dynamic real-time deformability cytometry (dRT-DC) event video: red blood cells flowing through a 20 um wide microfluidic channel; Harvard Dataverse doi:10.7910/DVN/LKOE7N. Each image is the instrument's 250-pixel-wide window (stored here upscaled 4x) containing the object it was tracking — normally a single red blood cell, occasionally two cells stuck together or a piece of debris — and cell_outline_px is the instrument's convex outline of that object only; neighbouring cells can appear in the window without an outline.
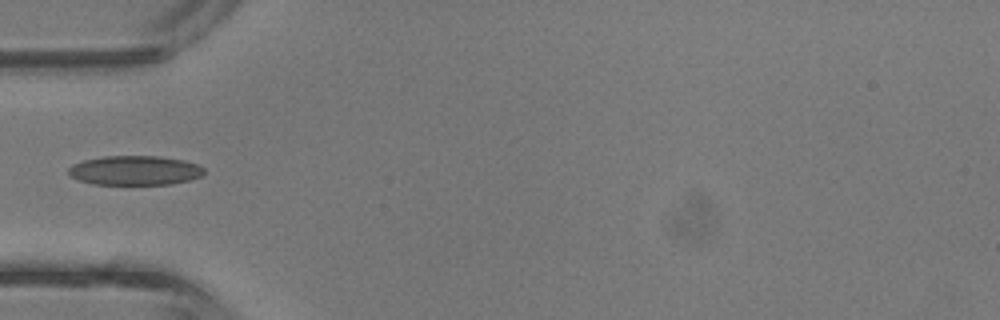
{"species": "common noctule bat (a hibernating species)", "species_latin": "Nyctalus noctula", "temperature_condition": "room temperature", "stored_images_in_passage": 5, "camera_frame_rate_fps": 3000, "um_per_image_px": 0.085, "animal": {"sex": "male", "body_mass_g": 13.3}, "frame": {"image": 1, "passage_image": 5, "time_ms": 1.333, "image_size_px": [1000, 320], "cell_outline_px": [[204, 172], [200, 176], [192, 180], [172, 184], [92, 184], [80, 180], [72, 176], [68, 172], [68, 168], [72, 164], [84, 160], [104, 156], [160, 156], [184, 160], [196, 164], [204, 168]], "centroid_in_image_um": [11.48, 14.48], "position_along_channel_um": 73.5, "area_um2": 23.24}}